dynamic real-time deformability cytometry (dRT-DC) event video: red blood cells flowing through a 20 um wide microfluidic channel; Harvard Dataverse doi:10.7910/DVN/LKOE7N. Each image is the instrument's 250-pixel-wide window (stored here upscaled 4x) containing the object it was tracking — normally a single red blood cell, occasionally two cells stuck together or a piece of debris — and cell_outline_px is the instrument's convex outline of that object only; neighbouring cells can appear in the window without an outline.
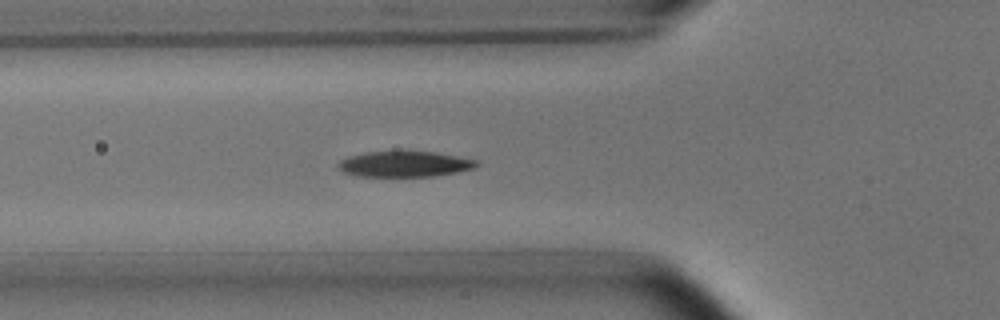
{"species": "common noctule bat (a hibernating species)", "species_latin": "Nyctalus noctula", "temperature_condition": "room temperature", "stored_images_in_passage": 54, "camera_frame_rate_fps": 3000, "um_per_image_px": 0.085, "animal": {"sex": "male", "body_mass_g": 15.6}, "frame": {"image": 1, "passage_image": 18, "time_ms": 5.667, "image_size_px": [1000, 320], "cell_outline_px": [[480, 164], [476, 168], [436, 176], [356, 176], [344, 172], [336, 168], [336, 164], [340, 160], [348, 156], [364, 152], [436, 152], [476, 160]], "centroid_in_image_um": [34.36, 13.95], "position_along_channel_um": 91.4, "area_um2": 20.69}}
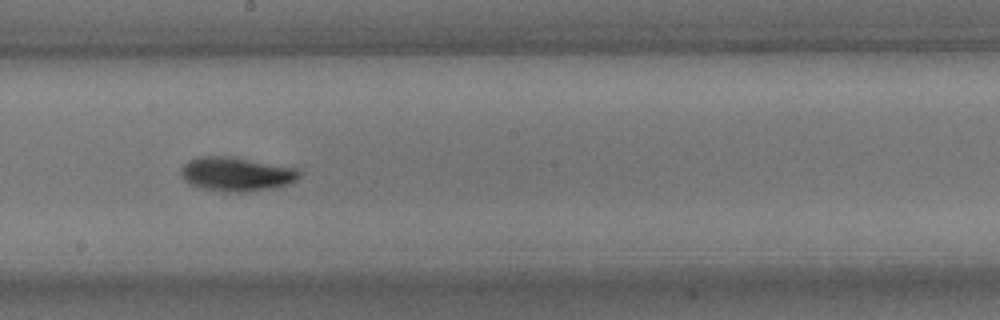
{"frame": {"image": 2, "passage_image": 29, "time_ms": 9.333, "image_size_px": [1000, 320], "cell_outline_px": [[300, 176], [296, 180], [288, 184], [276, 188], [244, 192], [228, 192], [200, 188], [188, 184], [180, 176], [180, 168], [188, 160], [200, 156], [228, 156], [300, 168]], "centroid_in_image_um": [20.08, 14.8], "position_along_channel_um": 228.1, "area_um2": 23.87}}
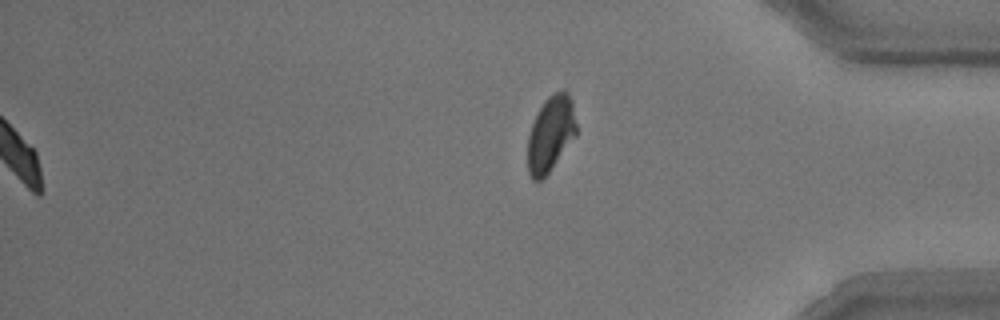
{"frame": {"image": 3, "passage_image": 54, "time_ms": 17.667, "image_size_px": [1000, 320], "cell_outline_px": [[576, 136], [548, 172], [540, 180], [532, 180], [528, 172], [528, 136], [532, 124], [544, 100], [548, 96], [556, 92], [568, 92], [572, 100], [576, 124]], "centroid_in_image_um": [46.8, 11.37], "position_along_channel_um": 388.4, "area_um2": 21.1}, "authors_computed_cell_mechanics": {"area_um2": 21.1837, "velocity_mm_per_s": 3.716, "shape_relaxation_time_tau1_ms": 2.0546, "shape_relaxation_time_tau2_ms": 2.439, "deformation_change_tau1": 0.13, "deformation_change_tau2": 0.0563}}